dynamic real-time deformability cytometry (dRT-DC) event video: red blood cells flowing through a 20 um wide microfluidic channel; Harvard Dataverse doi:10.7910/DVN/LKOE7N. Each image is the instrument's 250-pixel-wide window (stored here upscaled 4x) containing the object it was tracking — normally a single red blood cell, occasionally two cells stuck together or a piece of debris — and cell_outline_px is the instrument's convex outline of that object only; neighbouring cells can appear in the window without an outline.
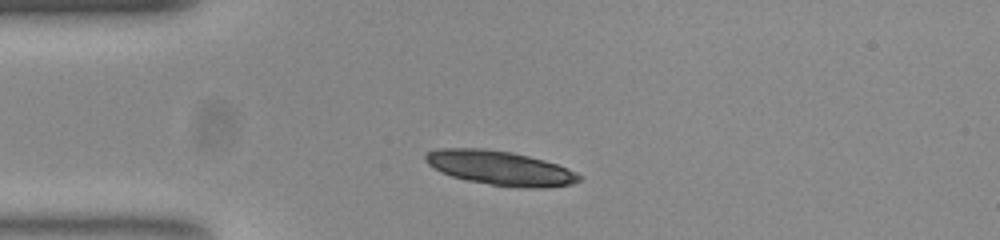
{"species": "common noctule bat (a hibernating species)", "species_latin": "Nyctalus noctula", "temperature_condition": "room temperature", "stored_images_in_passage": 37, "camera_frame_rate_fps": 3000, "um_per_image_px": 0.085, "animal": {"sex": "female", "body_mass_g": 23.0, "forearm_length_mm": 53.4}, "frame": {"image": 1, "passage_image": 1, "time_ms": 0.0, "image_size_px": [1000, 240], "cell_outline_px": [[580, 180], [572, 184], [548, 188], [524, 188], [492, 184], [468, 180], [452, 176], [440, 172], [428, 164], [424, 160], [424, 156], [428, 152], [444, 148], [480, 148], [508, 152], [528, 156], [556, 164], [580, 176]], "centroid_in_image_um": [42.47, 14.29], "position_along_channel_um": 42.5, "area_um2": 30.11}, "authors_computed_cell_mechanics": {"area_um2": 19.5364, "velocity_mm_per_s": 3.7676, "shape_relaxation_time_tau1_ms": 1.4485, "shape_relaxation_time_tau2_ms": null, "deformation_change_tau1": 0.2211, "deformation_change_tau2": null}}